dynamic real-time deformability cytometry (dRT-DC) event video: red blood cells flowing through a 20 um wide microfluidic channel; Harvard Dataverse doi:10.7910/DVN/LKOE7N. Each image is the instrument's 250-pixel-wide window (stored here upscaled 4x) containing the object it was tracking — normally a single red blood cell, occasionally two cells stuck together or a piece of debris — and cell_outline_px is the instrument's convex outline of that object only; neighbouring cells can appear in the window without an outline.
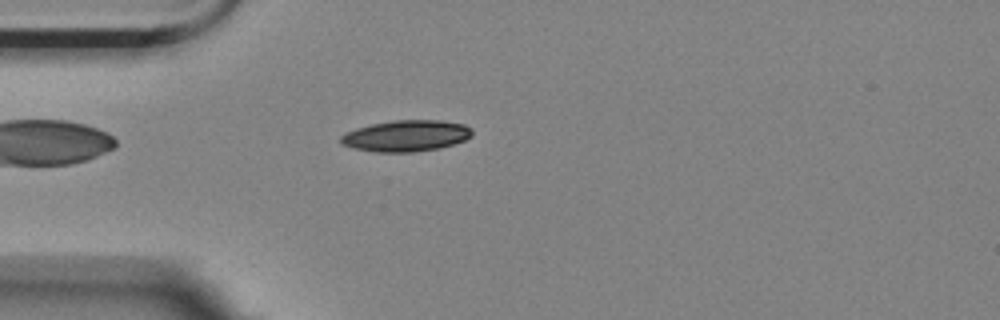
{"species": "Egyptian fruit bat (a non-hibernating species)", "species_latin": "Rousettus aegyptiacus", "temperature_condition": "room temperature", "stored_images_in_passage": 3, "camera_frame_rate_fps": 3000, "um_per_image_px": 0.085, "animal": {"sex": "female"}, "frame": {"image": 1, "passage_image": 2, "time_ms": 0.333, "image_size_px": [1000, 320], "cell_outline_px": [[472, 136], [464, 140], [452, 144], [436, 148], [412, 152], [376, 152], [356, 148], [340, 144], [340, 136], [344, 132], [356, 128], [372, 124], [392, 120], [440, 120], [464, 124], [472, 128]], "centroid_in_image_um": [34.5, 11.53], "position_along_channel_um": 50.5, "area_um2": 23.87}}